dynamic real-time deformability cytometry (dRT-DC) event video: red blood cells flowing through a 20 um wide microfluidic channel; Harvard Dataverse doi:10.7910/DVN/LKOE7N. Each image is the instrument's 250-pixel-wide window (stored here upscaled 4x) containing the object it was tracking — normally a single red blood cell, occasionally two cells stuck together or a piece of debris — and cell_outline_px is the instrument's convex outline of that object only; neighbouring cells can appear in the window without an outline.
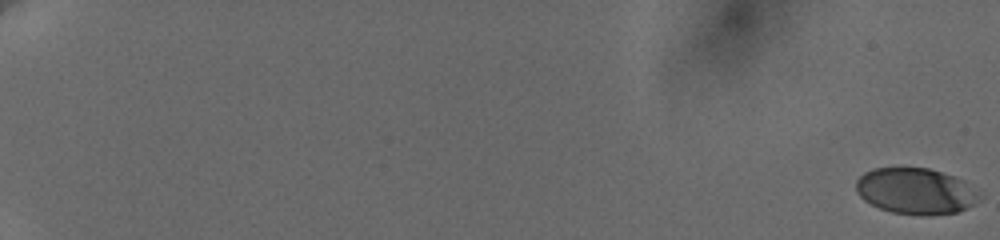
{"species": "human", "species_latin": "Homo sapiens", "temperature_condition": "cold", "stored_images_in_passage": 11, "camera_frame_rate_fps": 3000, "um_per_image_px": 0.085, "donor": {"sex": "female"}, "frame": {"image": 1, "passage_image": 1, "time_ms": 0.0, "image_size_px": [1000, 240], "cell_outline_px": [[976, 196], [972, 204], [956, 212], [928, 216], [920, 216], [892, 212], [880, 208], [864, 200], [856, 192], [856, 180], [864, 172], [872, 168], [928, 168], [956, 176], [964, 180], [976, 192]], "centroid_in_image_um": [77.76, 16.24], "position_along_channel_um": 7.2, "area_um2": 32.83}}
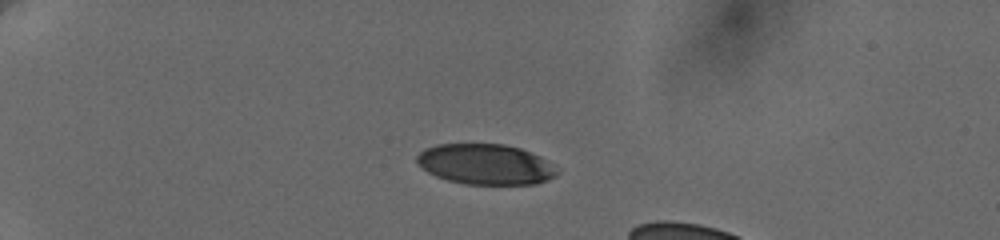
{"frame": {"image": 2, "passage_image": 7, "time_ms": 6.0, "image_size_px": [1000, 240], "cell_outline_px": [[560, 172], [556, 176], [548, 180], [536, 184], [464, 184], [448, 180], [436, 176], [428, 172], [416, 164], [416, 156], [424, 148], [436, 144], [504, 144], [520, 148], [540, 156]], "centroid_in_image_um": [41.24, 13.96], "position_along_channel_um": 43.8, "area_um2": 33.18}}
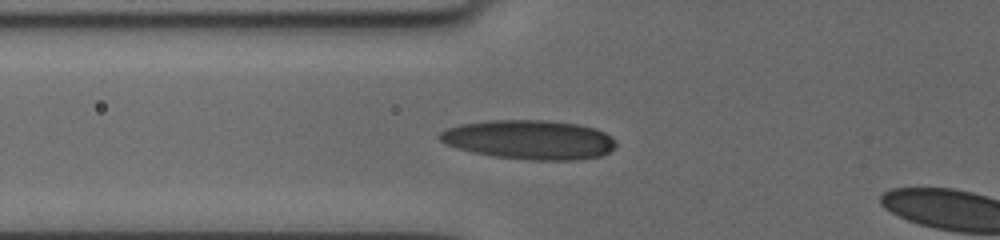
{"frame": {"image": 3, "passage_image": 10, "time_ms": 8.667, "image_size_px": [1000, 240], "cell_outline_px": [[616, 148], [600, 156], [576, 160], [528, 160], [492, 156], [472, 152], [456, 148], [444, 144], [436, 136], [440, 132], [448, 128], [460, 124], [488, 120], [548, 120], [576, 124], [596, 128], [604, 132], [616, 140]], "centroid_in_image_um": [44.98, 11.87], "position_along_channel_um": 80.8, "area_um2": 40.69}}